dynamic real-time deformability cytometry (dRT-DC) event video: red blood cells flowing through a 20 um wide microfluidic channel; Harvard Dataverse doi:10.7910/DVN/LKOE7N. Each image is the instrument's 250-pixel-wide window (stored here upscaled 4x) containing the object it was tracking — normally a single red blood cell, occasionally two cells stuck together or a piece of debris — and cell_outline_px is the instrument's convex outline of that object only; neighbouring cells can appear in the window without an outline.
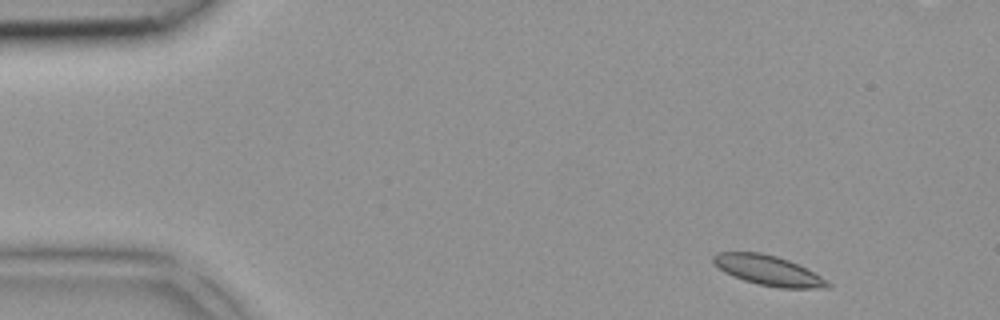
{"species": "common noctule bat (a hibernating species)", "species_latin": "Nyctalus noctula", "temperature_condition": "room temperature", "stored_images_in_passage": 4, "camera_frame_rate_fps": 3000, "um_per_image_px": 0.085, "animal": {"sex": "female", "body_mass_g": 18.4}, "frame": {"image": 1, "passage_image": 1, "time_ms": 0.0, "image_size_px": [1000, 320], "cell_outline_px": [[832, 284], [828, 288], [780, 288], [760, 284], [744, 280], [724, 272], [712, 260], [712, 256], [716, 252], [760, 252], [776, 256], [788, 260], [820, 276]], "centroid_in_image_um": [65.28, 22.98], "position_along_channel_um": 19.7, "area_um2": 19.59}}